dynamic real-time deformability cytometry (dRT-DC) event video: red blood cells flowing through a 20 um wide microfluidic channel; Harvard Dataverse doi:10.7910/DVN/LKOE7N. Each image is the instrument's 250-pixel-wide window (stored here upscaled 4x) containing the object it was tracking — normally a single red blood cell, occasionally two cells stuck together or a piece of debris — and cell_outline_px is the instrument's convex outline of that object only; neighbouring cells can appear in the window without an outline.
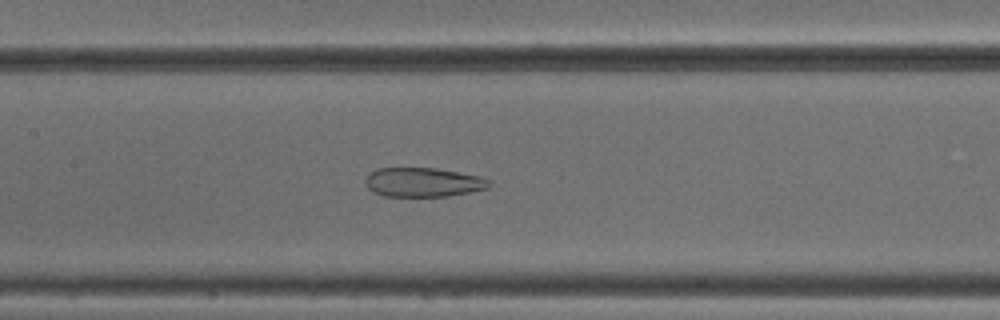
{"species": "common noctule bat (a hibernating species)", "species_latin": "Nyctalus noctula", "temperature_condition": "cold", "stored_images_in_passage": 52, "camera_frame_rate_fps": 3000, "um_per_image_px": 0.085, "animal": {"sex": "male", "body_mass_g": 18.8}, "frame": {"image": 1, "passage_image": 25, "time_ms": 8.0, "image_size_px": [1000, 320], "cell_outline_px": [[492, 184], [488, 188], [448, 196], [384, 196], [372, 192], [364, 184], [364, 180], [376, 168], [436, 168], [480, 176], [492, 180]], "centroid_in_image_um": [35.97, 15.49], "position_along_channel_um": 171.4, "area_um2": 21.15}}
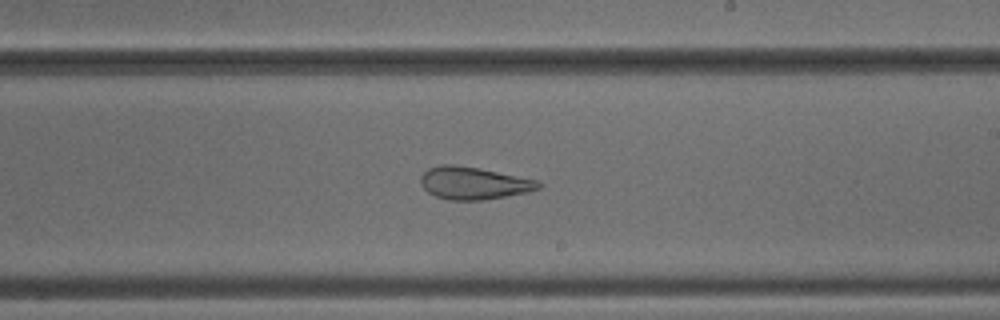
{"frame": {"image": 2, "passage_image": 31, "time_ms": 10.0, "image_size_px": [1000, 320], "cell_outline_px": [[544, 184], [540, 188], [528, 192], [484, 200], [448, 200], [436, 196], [428, 192], [420, 184], [420, 176], [428, 168], [444, 164], [452, 164], [480, 168], [536, 180]], "centroid_in_image_um": [40.25, 15.57], "position_along_channel_um": 248.8, "area_um2": 22.31}}
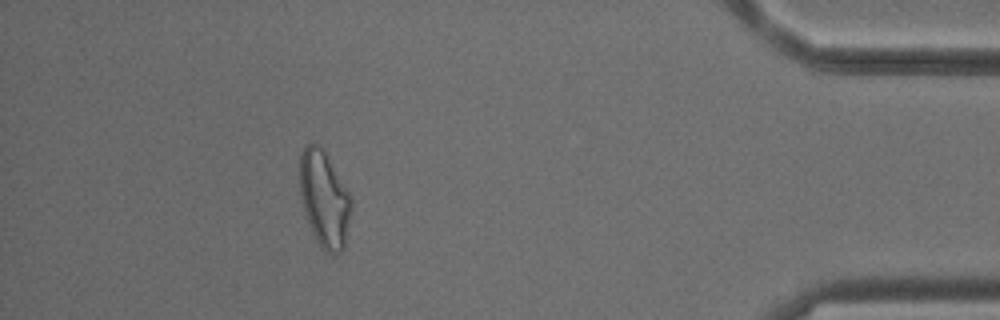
{"frame": {"image": 3, "passage_image": 47, "time_ms": 15.333, "image_size_px": [1000, 320], "cell_outline_px": [[352, 208], [344, 248], [340, 252], [332, 256], [324, 252], [320, 248], [316, 240], [308, 220], [304, 208], [300, 192], [300, 156], [304, 144], [312, 140], [324, 152], [348, 192], [352, 200]], "centroid_in_image_um": [27.57, 16.96], "position_along_channel_um": 407.6, "area_um2": 28.61}, "authors_computed_cell_mechanics": {"area_um2": 28.7266, "velocity_mm_per_s": 3.8788, "shape_relaxation_time_tau1_ms": null, "shape_relaxation_time_tau2_ms": 2.8787, "deformation_change_tau1": null, "deformation_change_tau2": 0.1198}}